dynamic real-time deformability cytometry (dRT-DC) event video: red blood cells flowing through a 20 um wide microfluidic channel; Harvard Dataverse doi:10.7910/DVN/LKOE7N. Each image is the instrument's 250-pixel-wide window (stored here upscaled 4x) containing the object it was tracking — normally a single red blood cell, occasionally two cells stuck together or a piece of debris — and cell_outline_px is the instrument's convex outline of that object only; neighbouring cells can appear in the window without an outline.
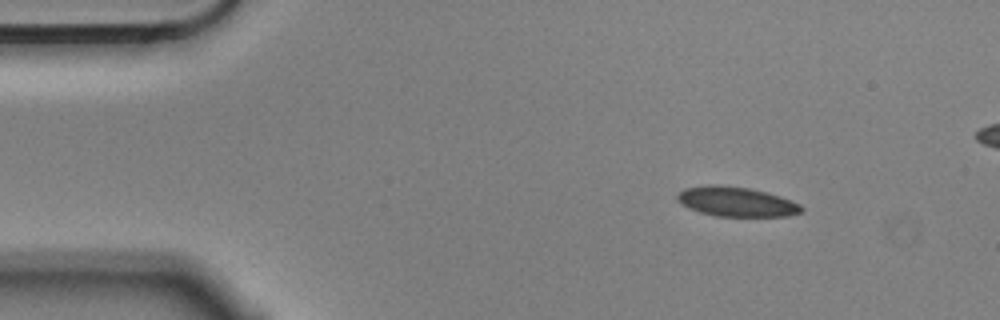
{"species": "Egyptian fruit bat (a non-hibernating species)", "species_latin": "Rousettus aegyptiacus", "temperature_condition": "cold", "stored_images_in_passage": 6, "camera_frame_rate_fps": 3000, "um_per_image_px": 0.085, "animal": {"sex": "male"}, "frame": {"image": 1, "passage_image": 1, "time_ms": 0.0, "image_size_px": [1000, 320], "cell_outline_px": [[804, 208], [800, 212], [788, 216], [716, 216], [700, 212], [680, 204], [676, 200], [676, 196], [684, 188], [708, 184], [712, 184], [748, 188], [764, 192], [800, 204]], "centroid_in_image_um": [62.52, 17.15], "position_along_channel_um": 22.5, "area_um2": 21.15}}
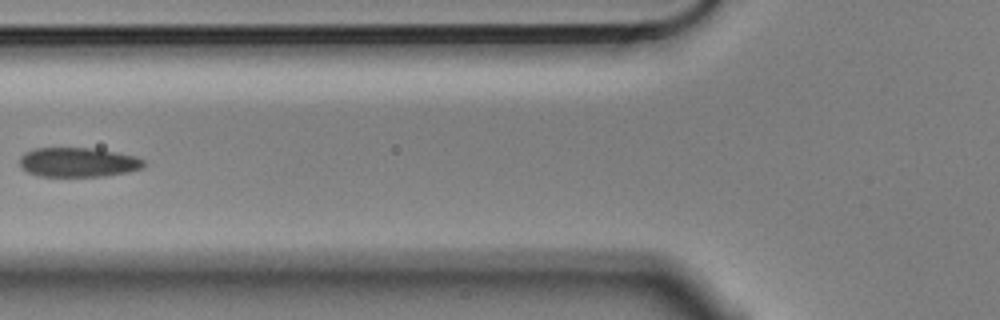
{"frame": {"image": 2, "passage_image": 5, "time_ms": 1.333, "image_size_px": [1000, 320], "cell_outline_px": [[148, 164], [144, 168], [128, 172], [104, 176], [36, 176], [20, 168], [20, 156], [24, 152], [36, 148], [92, 148], [116, 152], [136, 156], [144, 160]], "centroid_in_image_um": [6.66, 13.79], "position_along_channel_um": 119.1, "area_um2": 21.56}}
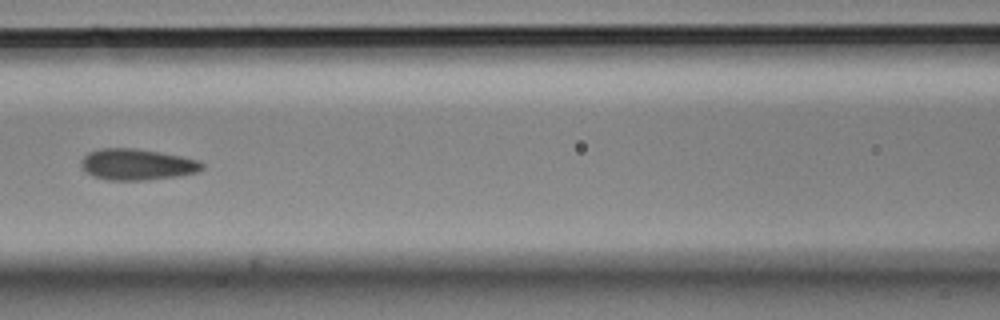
{"frame": {"image": 3, "passage_image": 6, "time_ms": 1.667, "image_size_px": [1000, 320], "cell_outline_px": [[204, 168], [196, 172], [176, 176], [148, 180], [108, 180], [92, 176], [84, 172], [80, 164], [80, 160], [88, 152], [100, 148], [132, 148], [180, 156], [200, 160], [204, 164]], "centroid_in_image_um": [11.6, 13.98], "position_along_channel_um": 155.0, "area_um2": 22.02}}